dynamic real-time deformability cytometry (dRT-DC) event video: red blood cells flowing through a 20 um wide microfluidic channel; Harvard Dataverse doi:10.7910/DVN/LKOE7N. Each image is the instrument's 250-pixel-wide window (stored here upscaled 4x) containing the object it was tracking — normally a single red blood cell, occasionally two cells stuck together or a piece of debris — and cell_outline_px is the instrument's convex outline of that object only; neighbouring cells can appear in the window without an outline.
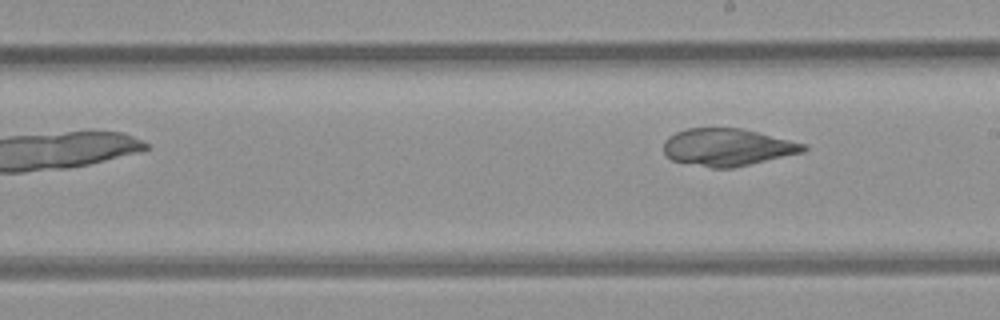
{"species": "common noctule bat (a hibernating species)", "species_latin": "Nyctalus noctula", "temperature_condition": "room temperature", "stored_images_in_passage": 8, "camera_frame_rate_fps": 3000, "um_per_image_px": 0.085, "animal": {"sex": "female", "body_mass_g": 21.9}, "frame": {"image": 1, "passage_image": 8, "time_ms": 8.0, "image_size_px": [1000, 320], "cell_outline_px": [[808, 148], [804, 152], [732, 168], [712, 168], [672, 160], [664, 152], [664, 140], [668, 136], [676, 132], [688, 128], [740, 128], [808, 144]], "centroid_in_image_um": [61.85, 12.51], "position_along_channel_um": 227.2, "area_um2": 30.35}}